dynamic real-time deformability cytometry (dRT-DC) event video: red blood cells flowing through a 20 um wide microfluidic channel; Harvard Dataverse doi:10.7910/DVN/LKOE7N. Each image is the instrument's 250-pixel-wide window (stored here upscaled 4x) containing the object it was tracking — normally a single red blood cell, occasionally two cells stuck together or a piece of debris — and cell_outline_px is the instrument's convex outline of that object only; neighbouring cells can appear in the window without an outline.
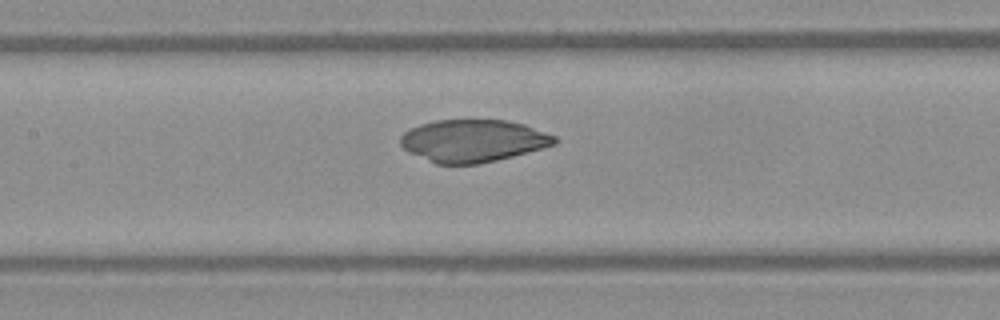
{"species": "Egyptian fruit bat (a non-hibernating species)", "species_latin": "Rousettus aegyptiacus", "temperature_condition": "warm", "stored_images_in_passage": 51, "camera_frame_rate_fps": 3000, "um_per_image_px": 0.085, "frame": {"image": 1, "passage_image": 24, "time_ms": 7.667, "image_size_px": [1000, 320], "cell_outline_px": [[560, 140], [556, 144], [528, 152], [496, 160], [476, 164], [436, 164], [408, 152], [400, 144], [400, 136], [404, 132], [420, 124], [436, 120], [508, 120], [524, 124], [556, 136]], "centroid_in_image_um": [40.22, 11.96], "position_along_channel_um": 167.2, "area_um2": 38.09}}
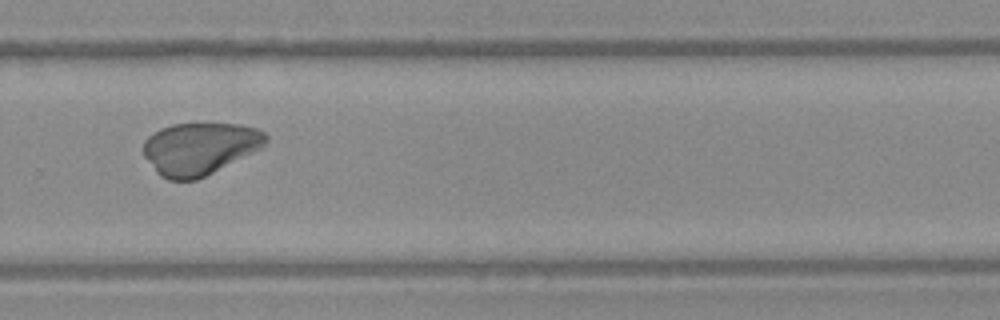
{"frame": {"image": 2, "passage_image": 35, "time_ms": 11.333, "image_size_px": [1000, 320], "cell_outline_px": [[268, 144], [264, 148], [196, 180], [168, 180], [160, 176], [156, 172], [144, 156], [144, 140], [152, 132], [160, 128], [172, 124], [240, 124], [256, 128], [264, 132], [268, 136]], "centroid_in_image_um": [17.0, 12.62], "position_along_channel_um": 312.8, "area_um2": 37.57}}